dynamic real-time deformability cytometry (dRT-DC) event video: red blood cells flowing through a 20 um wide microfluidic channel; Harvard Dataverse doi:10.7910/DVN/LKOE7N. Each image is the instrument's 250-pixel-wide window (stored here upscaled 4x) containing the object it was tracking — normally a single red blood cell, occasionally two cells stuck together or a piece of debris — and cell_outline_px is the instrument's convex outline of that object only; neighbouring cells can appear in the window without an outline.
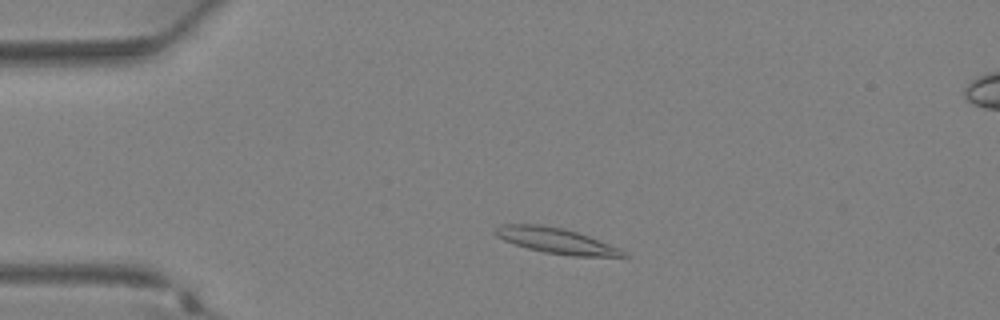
{"species": "Egyptian fruit bat (a non-hibernating species)", "species_latin": "Rousettus aegyptiacus", "temperature_condition": "warm", "stored_images_in_passage": 32, "camera_frame_rate_fps": 3000, "um_per_image_px": 0.085, "animal": {"sex": "female"}, "frame": {"image": 1, "passage_image": 4, "time_ms": 1.0, "image_size_px": [1000, 320], "cell_outline_px": [[628, 256], [572, 256], [544, 252], [528, 248], [504, 240], [496, 236], [492, 232], [496, 228], [504, 224], [540, 224], [564, 228], [580, 232], [620, 248]], "centroid_in_image_um": [47.27, 20.44], "position_along_channel_um": 37.7, "area_um2": 19.02}}
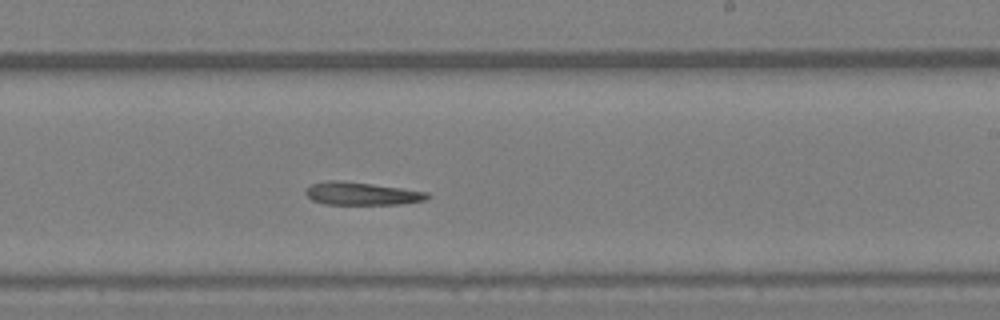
{"frame": {"image": 2, "passage_image": 18, "time_ms": 5.667, "image_size_px": [1000, 320], "cell_outline_px": [[432, 196], [424, 200], [400, 204], [324, 204], [312, 200], [304, 192], [312, 184], [328, 180], [336, 180], [372, 184], [428, 192]], "centroid_in_image_um": [30.75, 16.46], "position_along_channel_um": 258.3, "area_um2": 16.01}}
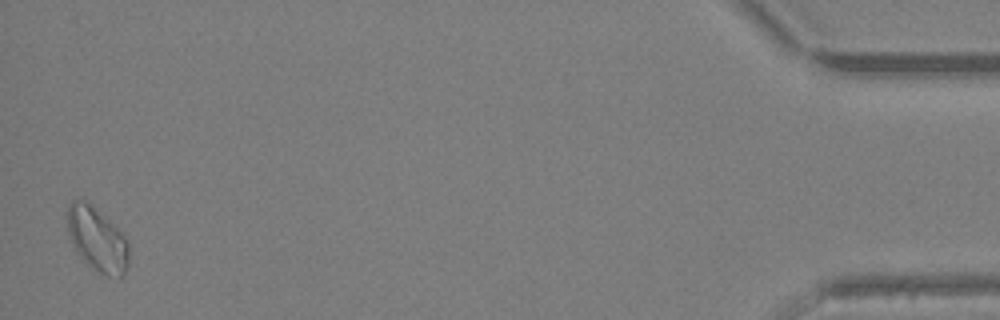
{"frame": {"image": 3, "passage_image": 32, "time_ms": 10.333, "image_size_px": [1000, 320], "cell_outline_px": [[128, 264], [124, 272], [120, 276], [108, 276], [100, 272], [88, 264], [76, 252], [68, 232], [68, 204], [72, 200], [84, 200], [124, 232], [128, 244]], "centroid_in_image_um": [8.27, 20.33], "position_along_channel_um": 426.9, "area_um2": 22.54}}